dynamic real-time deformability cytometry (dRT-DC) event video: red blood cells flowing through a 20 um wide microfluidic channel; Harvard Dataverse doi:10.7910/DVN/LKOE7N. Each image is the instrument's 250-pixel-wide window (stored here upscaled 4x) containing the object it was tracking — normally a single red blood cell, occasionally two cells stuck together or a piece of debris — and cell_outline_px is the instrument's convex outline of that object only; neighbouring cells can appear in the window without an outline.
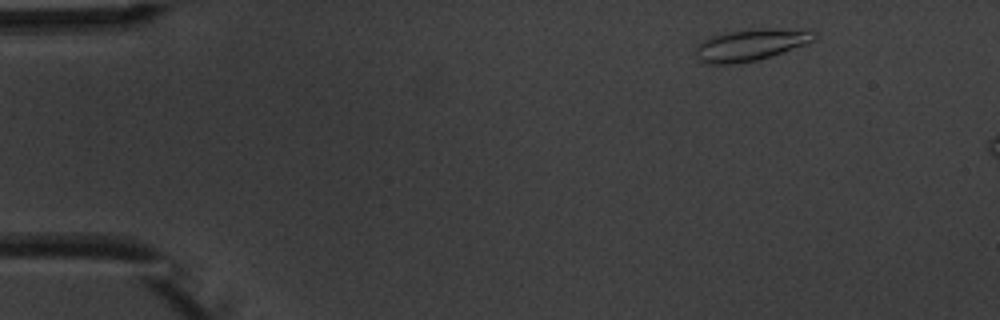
{"species": "common noctule bat (a hibernating species)", "species_latin": "Nyctalus noctula", "temperature_condition": "warm", "stored_images_in_passage": 3, "camera_frame_rate_fps": 3000, "um_per_image_px": 0.085, "animal": {"sex": "male", "body_mass_g": 20.1, "forearm_length_mm": 53.5}, "frame": {"image": 1, "passage_image": 1, "time_ms": 0.0, "image_size_px": [1000, 320], "cell_outline_px": [[816, 40], [756, 60], [732, 64], [712, 64], [700, 60], [696, 56], [696, 48], [704, 40], [712, 36], [724, 32], [760, 28], [768, 28], [816, 32]], "centroid_in_image_um": [63.76, 3.8], "position_along_channel_um": 21.2, "area_um2": 21.21}}